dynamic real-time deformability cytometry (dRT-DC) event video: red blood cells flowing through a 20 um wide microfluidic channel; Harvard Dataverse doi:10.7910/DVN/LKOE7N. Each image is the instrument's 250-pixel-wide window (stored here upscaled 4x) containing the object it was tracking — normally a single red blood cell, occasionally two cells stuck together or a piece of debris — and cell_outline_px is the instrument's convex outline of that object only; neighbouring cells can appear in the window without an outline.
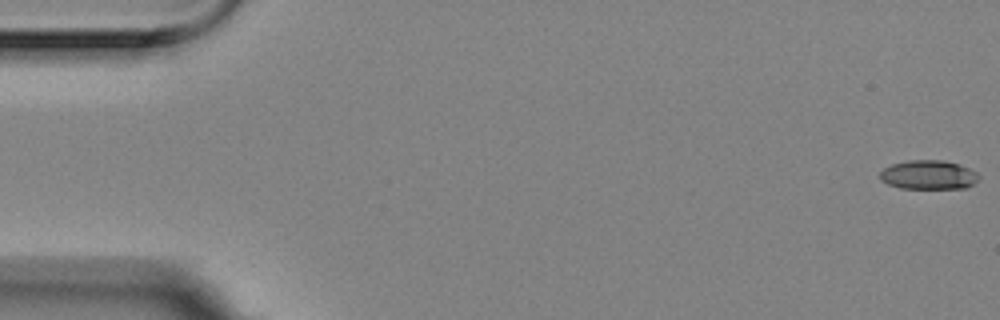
{"species": "Egyptian fruit bat (a non-hibernating species)", "species_latin": "Rousettus aegyptiacus", "temperature_condition": "room temperature", "stored_images_in_passage": 57, "camera_frame_rate_fps": 3000, "um_per_image_px": 0.085, "animal": {"sex": "female"}, "frame": {"image": 1, "passage_image": 1, "time_ms": 0.0, "image_size_px": [1000, 320], "cell_outline_px": [[980, 176], [968, 188], [900, 188], [888, 184], [880, 180], [880, 172], [884, 168], [892, 164], [908, 160], [944, 160], [960, 164], [976, 172]], "centroid_in_image_um": [78.92, 14.85], "position_along_channel_um": 6.1, "area_um2": 16.76}}
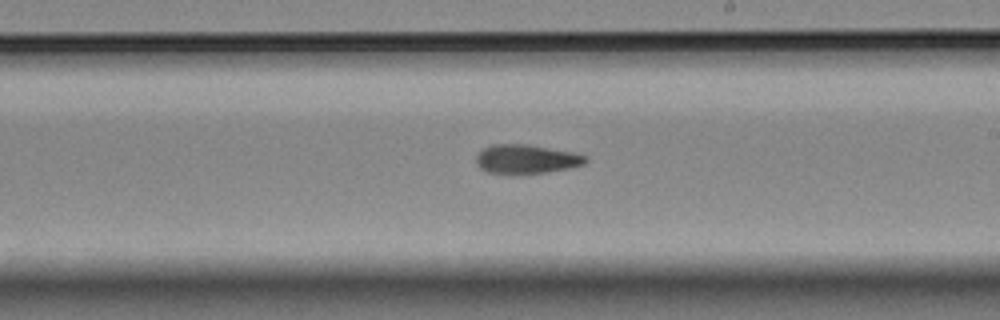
{"frame": {"image": 2, "passage_image": 33, "time_ms": 10.667, "image_size_px": [1000, 320], "cell_outline_px": [[588, 160], [584, 164], [568, 168], [548, 172], [516, 176], [488, 172], [480, 168], [476, 164], [476, 156], [484, 148], [492, 144], [528, 144], [572, 152], [584, 156]], "centroid_in_image_um": [44.69, 13.55], "position_along_channel_um": 244.3, "area_um2": 18.84}}
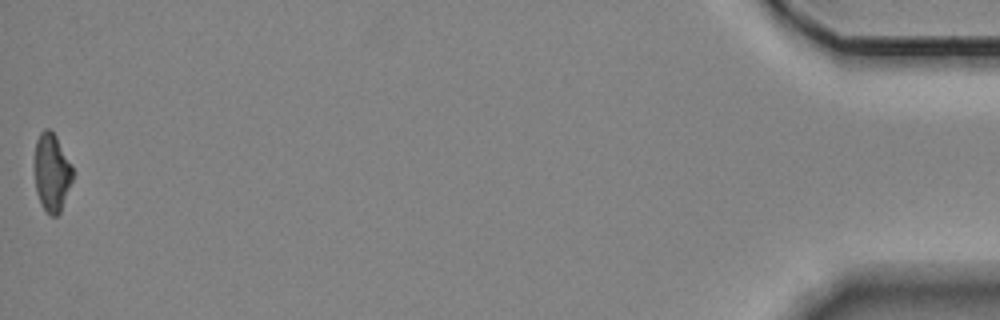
{"frame": {"image": 3, "passage_image": 57, "time_ms": 18.667, "image_size_px": [1000, 320], "cell_outline_px": [[72, 180], [60, 212], [56, 216], [52, 216], [40, 204], [36, 192], [36, 140], [40, 132], [44, 128], [48, 128], [56, 136], [72, 164]], "centroid_in_image_um": [4.41, 14.64], "position_along_channel_um": 430.8, "area_um2": 16.99}, "authors_computed_cell_mechanics": {"area_um2": 18.2648, "velocity_mm_per_s": 3.5396, "shape_relaxation_time_tau1_ms": 11.3579, "shape_relaxation_time_tau2_ms": 6.1418, "deformation_change_tau1": 0.2609, "deformation_change_tau2": 0.1481}}